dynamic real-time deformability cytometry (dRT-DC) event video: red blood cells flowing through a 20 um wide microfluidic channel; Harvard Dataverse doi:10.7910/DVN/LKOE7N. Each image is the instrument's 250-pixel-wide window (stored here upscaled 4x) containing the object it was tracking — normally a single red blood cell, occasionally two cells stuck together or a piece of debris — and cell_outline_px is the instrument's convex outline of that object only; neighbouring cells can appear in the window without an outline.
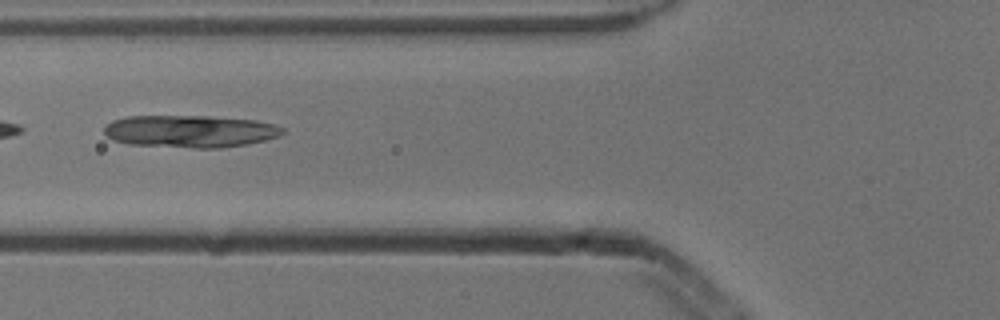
{"species": "common noctule bat (a hibernating species)", "species_latin": "Nyctalus noctula", "temperature_condition": "cold", "stored_images_in_passage": 4, "camera_frame_rate_fps": 3000, "um_per_image_px": 0.085, "animal": {"sex": "male", "body_mass_g": 13.3}, "frame": {"image": 1, "passage_image": 4, "time_ms": 1.0, "image_size_px": [1000, 320], "cell_outline_px": [[284, 132], [280, 136], [264, 140], [244, 144], [220, 148], [196, 148], [128, 144], [112, 140], [104, 132], [104, 128], [112, 120], [128, 116], [208, 116], [256, 120], [276, 124], [284, 128]], "centroid_in_image_um": [16.17, 11.15], "position_along_channel_um": 109.6, "area_um2": 33.64}}